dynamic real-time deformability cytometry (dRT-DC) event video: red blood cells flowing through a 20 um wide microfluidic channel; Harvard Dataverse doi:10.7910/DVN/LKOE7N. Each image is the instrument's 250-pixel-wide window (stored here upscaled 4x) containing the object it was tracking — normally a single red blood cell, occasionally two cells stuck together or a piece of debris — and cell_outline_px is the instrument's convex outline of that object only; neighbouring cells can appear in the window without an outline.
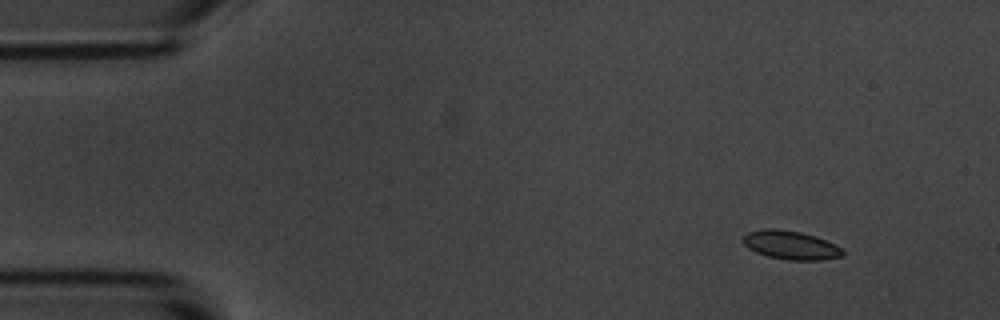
{"species": "common noctule bat (a hibernating species)", "species_latin": "Nyctalus noctula", "temperature_condition": "room temperature", "stored_images_in_passage": 4, "camera_frame_rate_fps": 3000, "um_per_image_px": 0.085, "animal": {"sex": "male", "body_mass_g": 20.1, "forearm_length_mm": 53.5}, "frame": {"image": 1, "passage_image": 1, "time_ms": 0.0, "image_size_px": [1000, 320], "cell_outline_px": [[844, 256], [820, 260], [788, 260], [768, 256], [756, 252], [748, 248], [740, 240], [748, 232], [764, 228], [772, 228], [800, 232], [816, 236], [844, 248]], "centroid_in_image_um": [67.22, 20.83], "position_along_channel_um": 17.8, "area_um2": 16.76}}
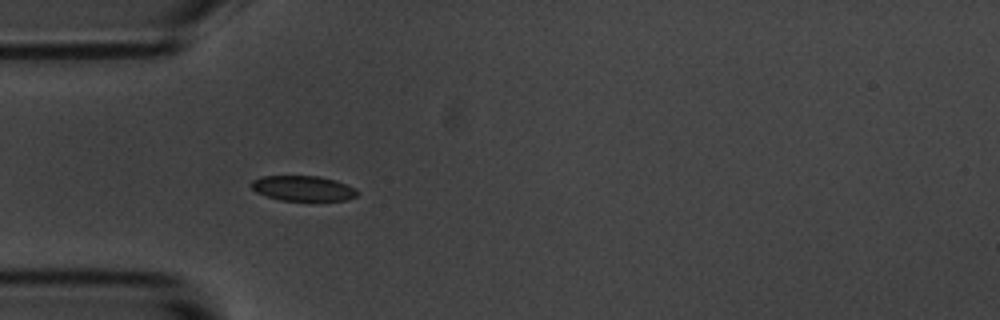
{"frame": {"image": 2, "passage_image": 4, "time_ms": 3.667, "image_size_px": [1000, 320], "cell_outline_px": [[356, 196], [348, 200], [280, 200], [256, 192], [248, 184], [252, 180], [260, 176], [320, 176], [336, 180], [356, 188]], "centroid_in_image_um": [25.73, 15.99], "position_along_channel_um": 59.3, "area_um2": 15.55}}